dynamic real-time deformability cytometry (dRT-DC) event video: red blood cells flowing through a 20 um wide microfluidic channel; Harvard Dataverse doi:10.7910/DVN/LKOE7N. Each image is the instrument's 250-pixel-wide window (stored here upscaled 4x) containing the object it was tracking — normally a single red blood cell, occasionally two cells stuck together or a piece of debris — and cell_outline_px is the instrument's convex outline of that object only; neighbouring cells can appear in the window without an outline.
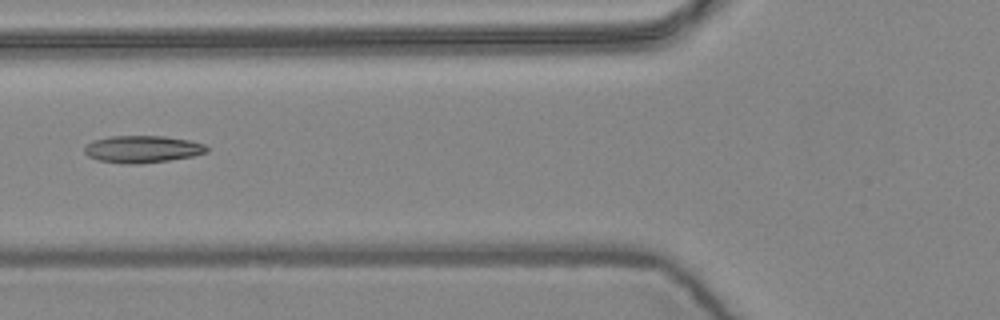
{"species": "common noctule bat (a hibernating species)", "species_latin": "Nyctalus noctula", "temperature_condition": "warm", "stored_images_in_passage": 3, "camera_frame_rate_fps": 3000, "um_per_image_px": 0.085, "animal": {"sex": "female", "body_mass_g": 24.6, "forearm_length_mm": 56.2}, "frame": {"image": 1, "passage_image": 3, "time_ms": 0.667, "image_size_px": [1000, 320], "cell_outline_px": [[208, 152], [192, 156], [168, 160], [140, 164], [124, 164], [100, 160], [88, 156], [84, 152], [84, 144], [92, 140], [112, 136], [164, 136], [188, 140], [204, 144], [208, 148]], "centroid_in_image_um": [12.07, 12.67], "position_along_channel_um": 113.7, "area_um2": 19.36}}